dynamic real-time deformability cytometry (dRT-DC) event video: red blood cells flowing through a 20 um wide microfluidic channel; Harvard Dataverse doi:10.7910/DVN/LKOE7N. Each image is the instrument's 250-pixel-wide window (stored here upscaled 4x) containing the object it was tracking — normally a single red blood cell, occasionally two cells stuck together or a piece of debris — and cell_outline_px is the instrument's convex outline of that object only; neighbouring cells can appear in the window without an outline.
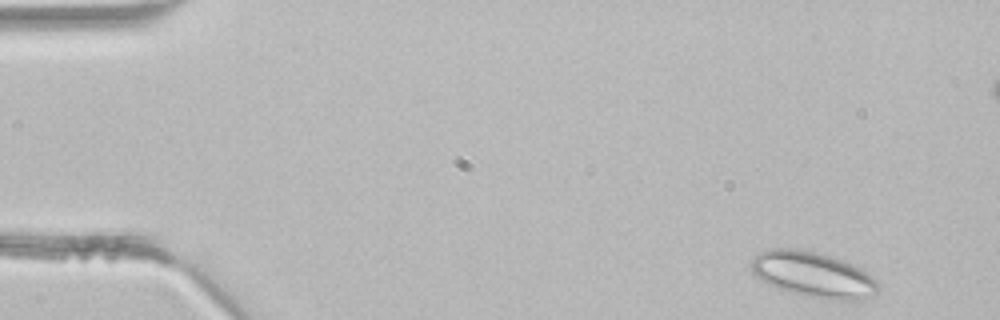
{"species": "common noctule bat (a hibernating species)", "species_latin": "Nyctalus noctula", "temperature_condition": "room temperature", "stored_images_in_passage": 4, "camera_frame_rate_fps": 3000, "um_per_image_px": 0.085, "animal": {"sex": "male", "body_mass_g": 21.5, "forearm_length_mm": 52.0}, "frame": {"image": 1, "passage_image": 1, "time_ms": 0.0, "image_size_px": [1000, 320], "cell_outline_px": [[880, 288], [872, 296], [860, 300], [836, 300], [788, 292], [768, 284], [756, 276], [752, 272], [752, 256], [760, 252], [772, 248], [788, 248], [812, 252], [828, 256], [852, 264], [860, 268], [872, 276], [880, 284]], "centroid_in_image_um": [69.13, 23.35], "position_along_channel_um": 15.9, "area_um2": 33.23}}